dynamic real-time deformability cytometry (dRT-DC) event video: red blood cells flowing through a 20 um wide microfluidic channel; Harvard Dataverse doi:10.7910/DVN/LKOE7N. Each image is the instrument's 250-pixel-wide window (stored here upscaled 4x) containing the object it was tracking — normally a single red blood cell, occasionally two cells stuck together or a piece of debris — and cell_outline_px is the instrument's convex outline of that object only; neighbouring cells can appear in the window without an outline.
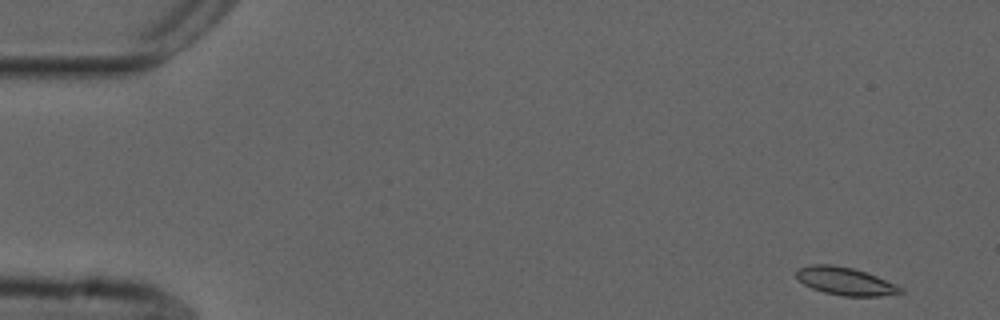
{"species": "common noctule bat (a hibernating species)", "species_latin": "Nyctalus noctula", "temperature_condition": "cold", "stored_images_in_passage": 53, "camera_frame_rate_fps": 3000, "um_per_image_px": 0.085, "animal": {"sex": "male", "forearm_length_mm": 52.5}, "frame": {"image": 1, "passage_image": 1, "time_ms": 0.0, "image_size_px": [1000, 320], "cell_outline_px": [[904, 292], [880, 296], [844, 296], [824, 292], [812, 288], [804, 284], [796, 276], [796, 268], [812, 264], [832, 264], [852, 268], [876, 276], [896, 284]], "centroid_in_image_um": [71.81, 23.89], "position_along_channel_um": 13.2, "area_um2": 16.7}}
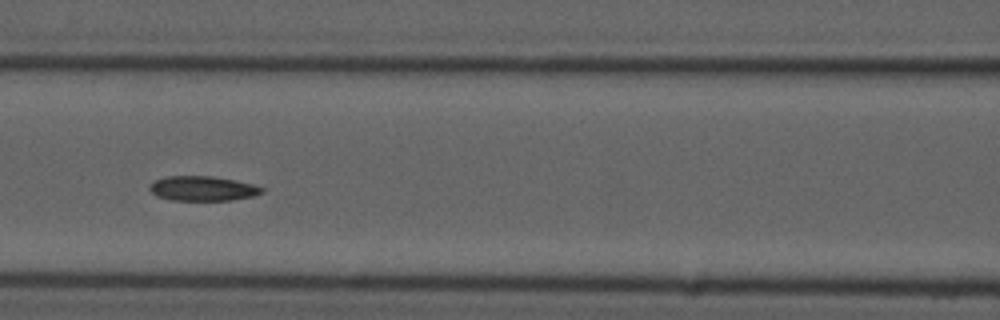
{"frame": {"image": 2, "passage_image": 22, "time_ms": 7.0, "image_size_px": [1000, 320], "cell_outline_px": [[264, 192], [252, 196], [232, 200], [172, 200], [156, 196], [148, 188], [156, 180], [168, 176], [212, 176], [236, 180], [252, 184], [264, 188]], "centroid_in_image_um": [17.25, 16.02], "position_along_channel_um": 149.4, "area_um2": 16.07}}
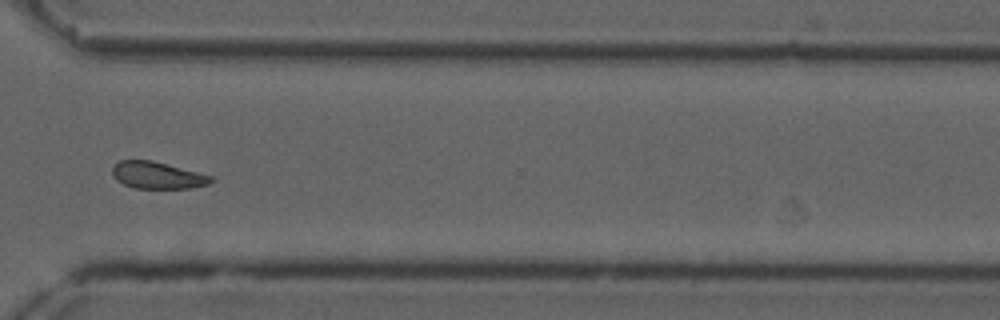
{"frame": {"image": 3, "passage_image": 39, "time_ms": 12.667, "image_size_px": [1000, 320], "cell_outline_px": [[212, 180], [208, 184], [188, 188], [132, 188], [116, 180], [112, 176], [112, 168], [120, 160], [152, 160], [212, 176]], "centroid_in_image_um": [13.33, 14.9], "position_along_channel_um": 357.3, "area_um2": 15.32}, "authors_computed_cell_mechanics": {"area_um2": 16.8198, "velocity_mm_per_s": 3.6633, "shape_relaxation_time_tau1_ms": null, "shape_relaxation_time_tau2_ms": 9.5812, "deformation_change_tau1": null, "deformation_change_tau2": 0.1515}}